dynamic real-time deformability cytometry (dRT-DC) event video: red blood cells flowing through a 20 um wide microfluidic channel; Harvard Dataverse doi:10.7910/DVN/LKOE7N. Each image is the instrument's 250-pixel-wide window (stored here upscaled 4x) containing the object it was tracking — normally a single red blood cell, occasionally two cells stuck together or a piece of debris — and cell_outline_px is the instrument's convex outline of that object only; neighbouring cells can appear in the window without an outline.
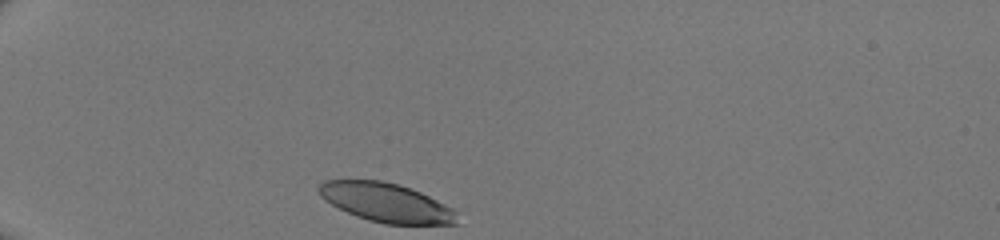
{"species": "human", "species_latin": "Homo sapiens", "temperature_condition": "room temperature", "stored_images_in_passage": 29, "camera_frame_rate_fps": 3000, "um_per_image_px": 0.085, "donor": {"sex": "male"}, "frame": {"image": 1, "passage_image": 1, "time_ms": 0.0, "image_size_px": [1000, 240], "cell_outline_px": [[460, 224], [384, 224], [368, 220], [356, 216], [324, 200], [320, 196], [316, 188], [324, 180], [380, 180], [396, 184], [420, 192], [452, 208], [456, 212]], "centroid_in_image_um": [32.81, 17.22], "position_along_channel_um": 52.2, "area_um2": 31.21}}
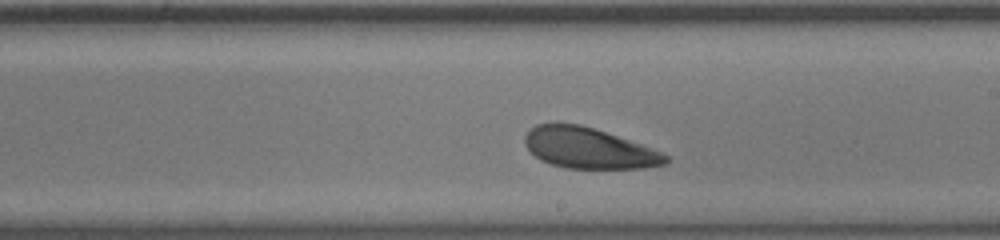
{"frame": {"image": 2, "passage_image": 17, "time_ms": 5.333, "image_size_px": [1000, 240], "cell_outline_px": [[668, 164], [644, 168], [564, 168], [540, 160], [524, 144], [524, 136], [528, 128], [536, 124], [580, 124], [628, 140], [660, 152], [668, 156]], "centroid_in_image_um": [49.99, 12.6], "position_along_channel_um": 239.0, "area_um2": 32.95}}
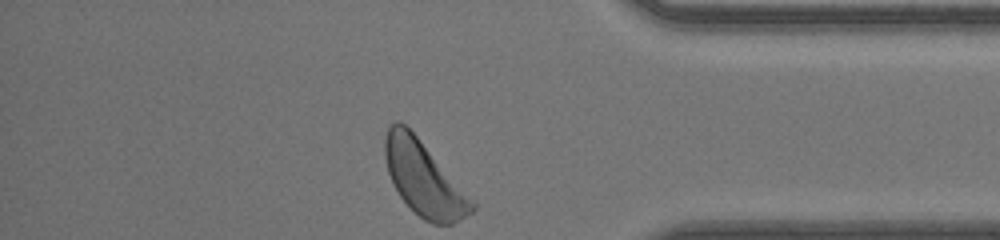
{"frame": {"image": 3, "passage_image": 29, "time_ms": 9.333, "image_size_px": [1000, 240], "cell_outline_px": [[476, 208], [472, 212], [452, 224], [432, 224], [424, 220], [400, 196], [388, 172], [384, 156], [384, 140], [388, 128], [396, 120], [400, 120], [416, 136], [476, 204]], "centroid_in_image_um": [36.0, 15.19], "position_along_channel_um": 399.2, "area_um2": 36.53}}